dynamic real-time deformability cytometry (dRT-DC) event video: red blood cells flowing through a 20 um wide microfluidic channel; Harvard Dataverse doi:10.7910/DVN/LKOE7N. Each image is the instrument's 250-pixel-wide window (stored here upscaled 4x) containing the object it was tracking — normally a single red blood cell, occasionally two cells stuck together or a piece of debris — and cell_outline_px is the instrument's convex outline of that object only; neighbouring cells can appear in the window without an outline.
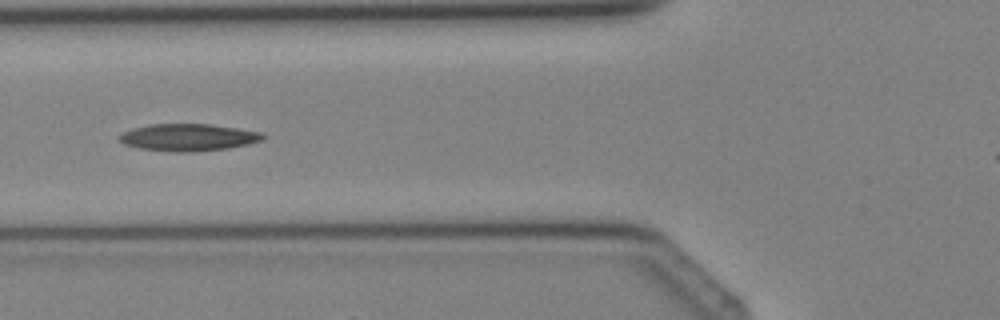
{"species": "Egyptian fruit bat (a non-hibernating species)", "species_latin": "Rousettus aegyptiacus", "temperature_condition": "cold", "stored_images_in_passage": 2, "camera_frame_rate_fps": 3000, "um_per_image_px": 0.085, "animal": {"sex": "female"}, "frame": {"image": 1, "passage_image": 2, "time_ms": 1.0, "image_size_px": [1000, 320], "cell_outline_px": [[264, 140], [248, 144], [228, 148], [192, 152], [176, 152], [140, 148], [124, 144], [120, 140], [120, 136], [124, 132], [132, 128], [148, 124], [208, 124], [236, 128], [260, 132], [264, 136]], "centroid_in_image_um": [16.01, 11.67], "position_along_channel_um": 109.8, "area_um2": 22.48}}